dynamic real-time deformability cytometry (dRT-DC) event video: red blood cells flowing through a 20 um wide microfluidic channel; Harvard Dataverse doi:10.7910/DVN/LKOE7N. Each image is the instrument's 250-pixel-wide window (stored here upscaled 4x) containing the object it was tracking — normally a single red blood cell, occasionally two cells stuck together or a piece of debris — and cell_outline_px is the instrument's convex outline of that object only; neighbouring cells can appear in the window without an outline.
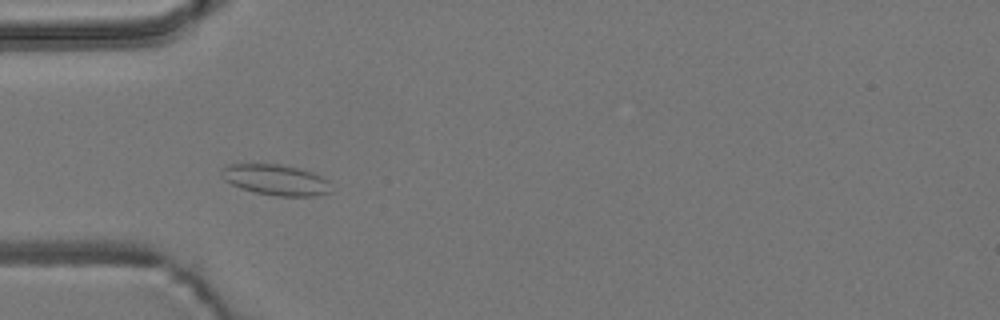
{"species": "common noctule bat (a hibernating species)", "species_latin": "Nyctalus noctula", "temperature_condition": "room temperature", "stored_images_in_passage": 7, "camera_frame_rate_fps": 3000, "um_per_image_px": 0.085, "animal": {"sex": "male", "body_mass_g": 19.2, "forearm_length_mm": 51.8}, "frame": {"image": 1, "passage_image": 4, "time_ms": 3.333, "image_size_px": [1000, 320], "cell_outline_px": [[332, 192], [316, 196], [276, 196], [256, 192], [240, 188], [224, 180], [220, 176], [220, 172], [228, 164], [280, 164], [300, 168], [312, 172], [328, 180]], "centroid_in_image_um": [23.45, 15.29], "position_along_channel_um": 61.6, "area_um2": 19.71}}
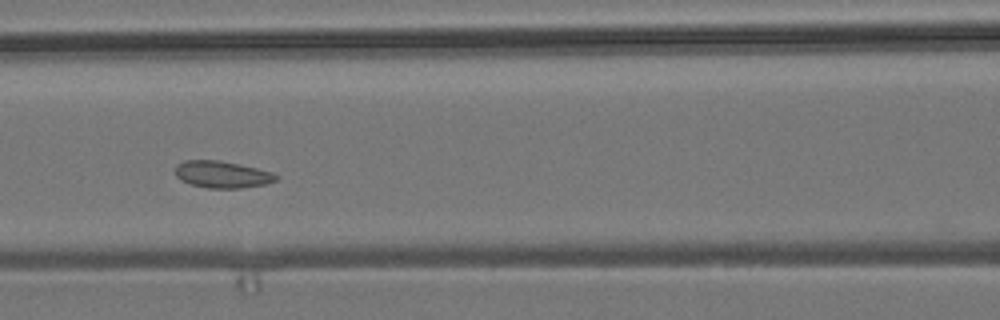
{"frame": {"image": 2, "passage_image": 6, "time_ms": 5.667, "image_size_px": [1000, 320], "cell_outline_px": [[280, 176], [276, 180], [264, 184], [240, 188], [208, 188], [192, 184], [180, 180], [176, 176], [176, 164], [184, 160], [216, 160], [240, 164], [272, 172]], "centroid_in_image_um": [18.87, 14.82], "position_along_channel_um": 147.7, "area_um2": 15.72}}
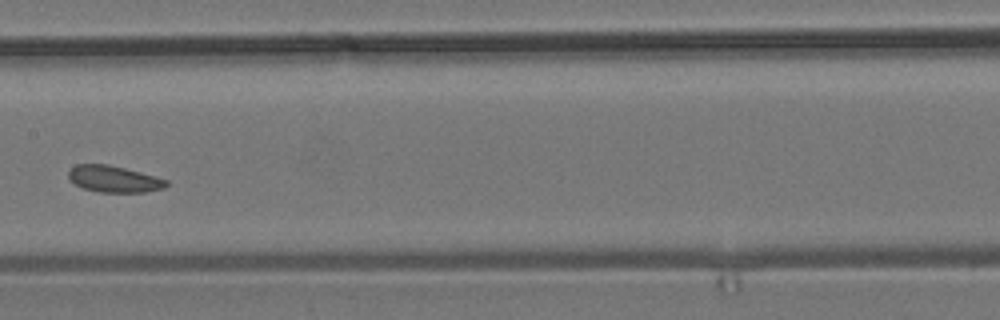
{"frame": {"image": 3, "passage_image": 7, "time_ms": 7.0, "image_size_px": [1000, 320], "cell_outline_px": [[168, 184], [164, 188], [144, 192], [100, 192], [84, 188], [68, 180], [68, 172], [76, 164], [108, 164], [156, 176], [168, 180]], "centroid_in_image_um": [9.68, 15.21], "position_along_channel_um": 197.7, "area_um2": 15.09}}